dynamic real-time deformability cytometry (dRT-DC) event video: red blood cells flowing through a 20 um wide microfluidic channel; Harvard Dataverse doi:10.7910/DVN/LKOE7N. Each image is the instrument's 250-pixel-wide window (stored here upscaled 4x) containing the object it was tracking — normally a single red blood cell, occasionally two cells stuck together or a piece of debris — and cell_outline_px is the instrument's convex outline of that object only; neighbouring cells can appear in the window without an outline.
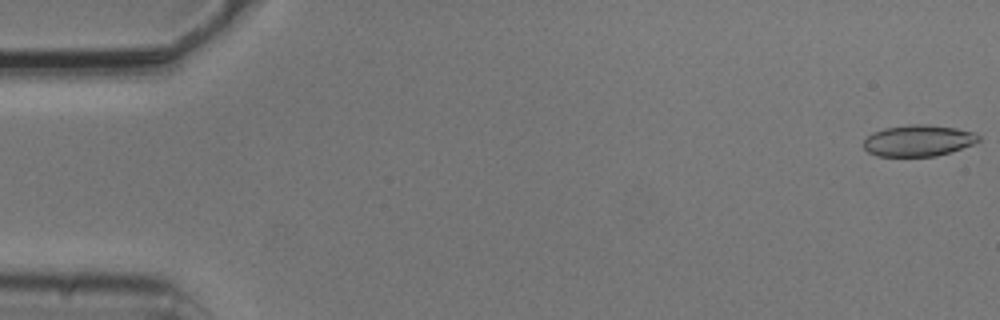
{"species": "common noctule bat (a hibernating species)", "species_latin": "Nyctalus noctula", "temperature_condition": "cold", "stored_images_in_passage": 5, "camera_frame_rate_fps": 3000, "um_per_image_px": 0.085, "animal": {"sex": "male", "body_mass_g": 20.5, "forearm_length_mm": 52.5}, "frame": {"image": 1, "passage_image": 1, "time_ms": 0.0, "image_size_px": [1000, 320], "cell_outline_px": [[980, 140], [972, 144], [936, 156], [876, 156], [868, 152], [864, 148], [864, 140], [872, 132], [884, 128], [912, 124], [928, 124], [956, 128], [976, 132], [980, 136]], "centroid_in_image_um": [78.05, 11.94], "position_along_channel_um": 7.0, "area_um2": 20.98}}
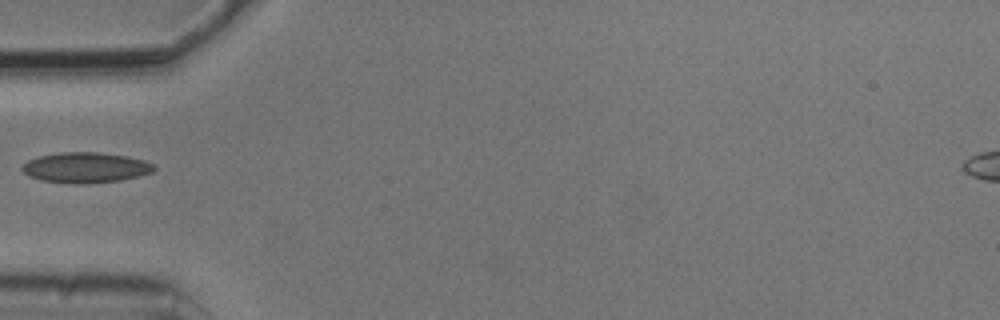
{"frame": {"image": 2, "passage_image": 5, "time_ms": 1.333, "image_size_px": [1000, 320], "cell_outline_px": [[156, 168], [152, 172], [140, 176], [120, 180], [80, 184], [72, 184], [40, 180], [28, 176], [20, 168], [28, 160], [40, 156], [60, 152], [96, 152], [128, 156], [144, 160], [152, 164]], "centroid_in_image_um": [7.27, 14.25], "position_along_channel_um": 77.7, "area_um2": 23.41}}